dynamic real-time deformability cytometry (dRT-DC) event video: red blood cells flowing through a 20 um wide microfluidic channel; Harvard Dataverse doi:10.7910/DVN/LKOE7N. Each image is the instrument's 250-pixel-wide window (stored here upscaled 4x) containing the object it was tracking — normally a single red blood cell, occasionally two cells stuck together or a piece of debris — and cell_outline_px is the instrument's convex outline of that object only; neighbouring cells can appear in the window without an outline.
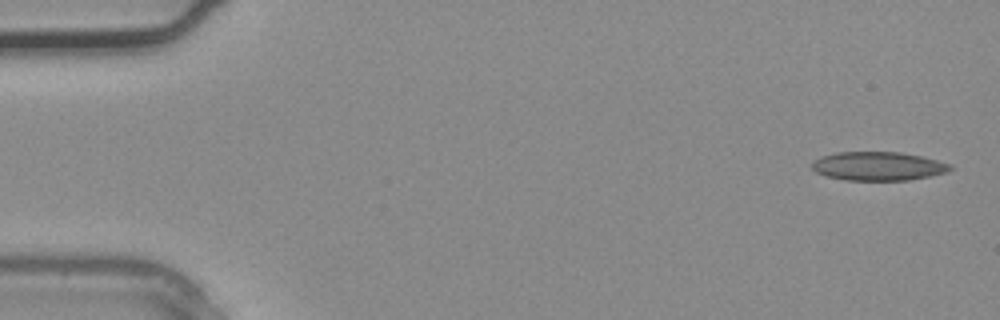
{"species": "common noctule bat (a hibernating species)", "species_latin": "Nyctalus noctula", "temperature_condition": "warm", "stored_images_in_passage": 3, "camera_frame_rate_fps": 3000, "um_per_image_px": 0.085, "animal": {"sex": "male", "body_mass_g": 20.4}, "frame": {"image": 1, "passage_image": 1, "time_ms": 0.0, "image_size_px": [1000, 320], "cell_outline_px": [[952, 168], [948, 172], [908, 180], [844, 180], [828, 176], [816, 172], [812, 168], [812, 164], [820, 156], [836, 152], [900, 152], [924, 156], [952, 164]], "centroid_in_image_um": [74.68, 14.11], "position_along_channel_um": 10.3, "area_um2": 23.18}}